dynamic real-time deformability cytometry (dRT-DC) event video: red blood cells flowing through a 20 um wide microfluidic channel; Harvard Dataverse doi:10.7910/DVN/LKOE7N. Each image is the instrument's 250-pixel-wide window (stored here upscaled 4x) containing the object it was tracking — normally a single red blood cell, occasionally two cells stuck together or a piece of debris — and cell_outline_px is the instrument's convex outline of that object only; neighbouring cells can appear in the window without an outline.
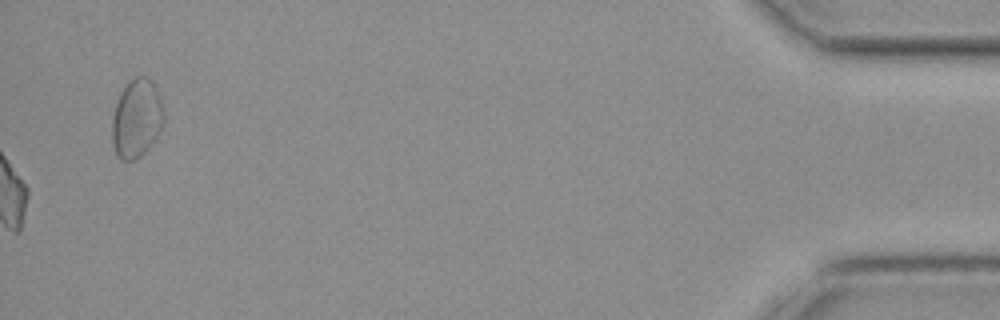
{"species": "common noctule bat (a hibernating species)", "species_latin": "Nyctalus noctula", "temperature_condition": "cold", "stored_images_in_passage": 42, "camera_frame_rate_fps": 3000, "um_per_image_px": 0.085, "animal": {"sex": "female", "body_mass_g": 19.3, "forearm_length_mm": 54.1}, "frame": {"image": 1, "passage_image": 42, "time_ms": 13.667, "image_size_px": [1000, 320], "cell_outline_px": [[164, 120], [156, 136], [140, 156], [132, 160], [120, 160], [116, 156], [112, 140], [112, 116], [116, 100], [120, 92], [128, 80], [136, 76], [148, 76], [152, 80], [156, 88], [164, 112]], "centroid_in_image_um": [11.57, 10.02], "position_along_channel_um": 423.6, "area_um2": 23.7}}